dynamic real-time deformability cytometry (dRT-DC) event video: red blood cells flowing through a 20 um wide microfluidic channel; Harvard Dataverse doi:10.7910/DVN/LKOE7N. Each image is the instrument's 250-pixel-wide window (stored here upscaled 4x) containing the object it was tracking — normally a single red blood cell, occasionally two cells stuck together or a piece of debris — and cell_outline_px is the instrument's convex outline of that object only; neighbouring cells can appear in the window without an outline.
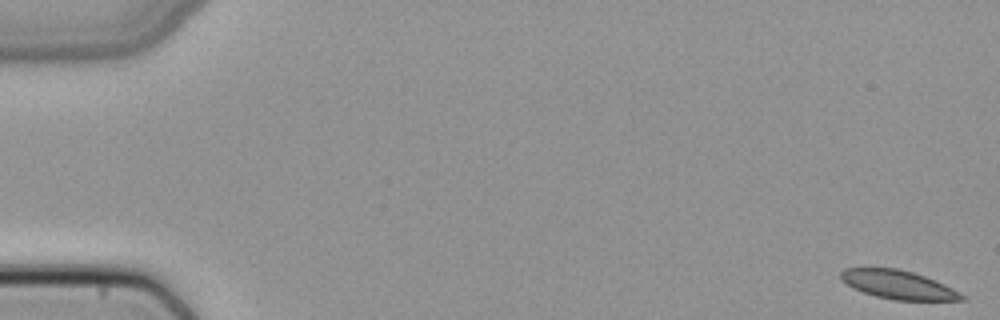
{"species": "common noctule bat (a hibernating species)", "species_latin": "Nyctalus noctula", "temperature_condition": "cold", "stored_images_in_passage": 52, "camera_frame_rate_fps": 3000, "um_per_image_px": 0.085, "animal": {"sex": "female", "body_mass_g": 22.7, "forearm_length_mm": 54.2}, "frame": {"image": 1, "passage_image": 1, "time_ms": 0.0, "image_size_px": [1000, 320], "cell_outline_px": [[968, 300], [896, 300], [876, 296], [852, 288], [840, 280], [840, 272], [844, 268], [896, 268], [912, 272], [924, 276], [944, 284], [968, 296]], "centroid_in_image_um": [76.35, 24.2], "position_along_channel_um": 8.6, "area_um2": 20.17}}
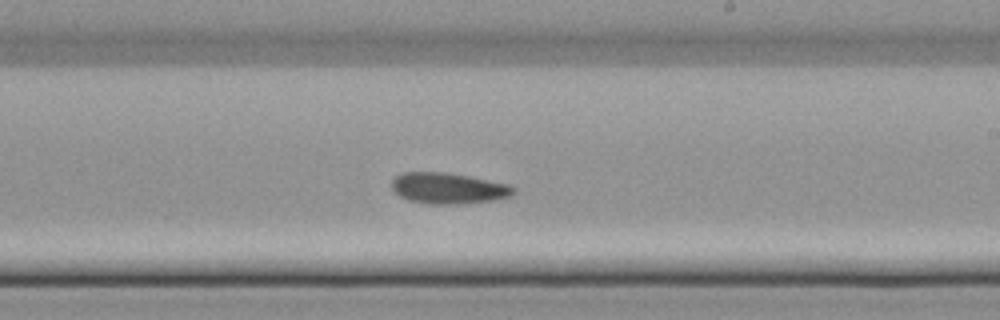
{"frame": {"image": 2, "passage_image": 31, "time_ms": 10.0, "image_size_px": [1000, 320], "cell_outline_px": [[516, 192], [508, 196], [492, 200], [460, 204], [428, 204], [408, 200], [400, 196], [392, 188], [392, 180], [400, 172], [448, 172], [508, 184], [516, 188]], "centroid_in_image_um": [38.08, 16.0], "position_along_channel_um": 250.9, "area_um2": 21.96}}
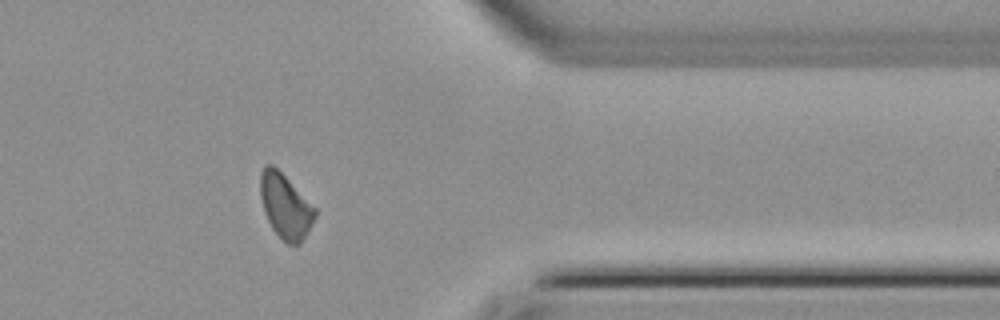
{"frame": {"image": 3, "passage_image": 42, "time_ms": 13.667, "image_size_px": [1000, 320], "cell_outline_px": [[316, 216], [312, 224], [300, 244], [288, 244], [272, 228], [264, 212], [260, 196], [260, 172], [268, 164], [272, 164], [316, 208]], "centroid_in_image_um": [24.25, 17.53], "position_along_channel_um": 387.1, "area_um2": 20.11}}